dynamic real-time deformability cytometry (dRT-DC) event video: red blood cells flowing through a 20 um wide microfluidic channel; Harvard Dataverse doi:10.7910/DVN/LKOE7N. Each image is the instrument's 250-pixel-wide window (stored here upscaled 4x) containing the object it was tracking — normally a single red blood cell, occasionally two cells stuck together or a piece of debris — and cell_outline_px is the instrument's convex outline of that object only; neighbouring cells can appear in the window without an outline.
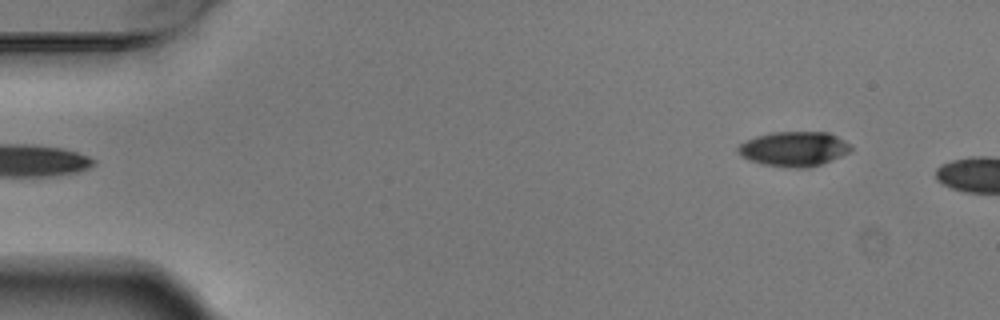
{"species": "Egyptian fruit bat (a non-hibernating species)", "species_latin": "Rousettus aegyptiacus", "temperature_condition": "warm", "stored_images_in_passage": 2, "camera_frame_rate_fps": 3000, "um_per_image_px": 0.085, "animal": {"sex": "male"}, "frame": {"image": 1, "passage_image": 1, "time_ms": 0.0, "image_size_px": [1000, 320], "cell_outline_px": [[852, 148], [848, 152], [832, 160], [820, 164], [804, 168], [796, 168], [764, 164], [748, 160], [740, 156], [736, 152], [736, 148], [740, 144], [756, 136], [772, 132], [828, 132], [844, 140]], "centroid_in_image_um": [67.44, 12.65], "position_along_channel_um": 17.6, "area_um2": 22.66}}